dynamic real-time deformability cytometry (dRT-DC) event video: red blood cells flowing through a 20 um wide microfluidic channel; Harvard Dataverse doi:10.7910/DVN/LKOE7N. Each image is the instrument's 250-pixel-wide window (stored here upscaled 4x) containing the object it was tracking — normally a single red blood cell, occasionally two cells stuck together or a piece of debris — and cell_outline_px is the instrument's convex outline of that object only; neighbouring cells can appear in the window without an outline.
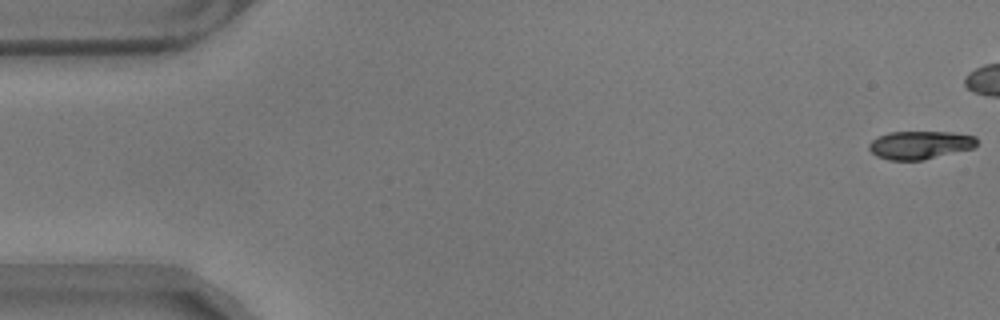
{"species": "common noctule bat (a hibernating species)", "species_latin": "Nyctalus noctula", "temperature_condition": "warm", "stored_images_in_passage": 45, "camera_frame_rate_fps": 3000, "um_per_image_px": 0.085, "animal": {"sex": "male", "body_mass_g": 17.9}, "frame": {"image": 1, "passage_image": 1, "time_ms": 0.0, "image_size_px": [1000, 320], "cell_outline_px": [[976, 144], [972, 148], [924, 160], [888, 160], [876, 156], [868, 148], [868, 144], [872, 140], [888, 132], [952, 132], [976, 136]], "centroid_in_image_um": [78.17, 12.32], "position_along_channel_um": 6.8, "area_um2": 17.63}}
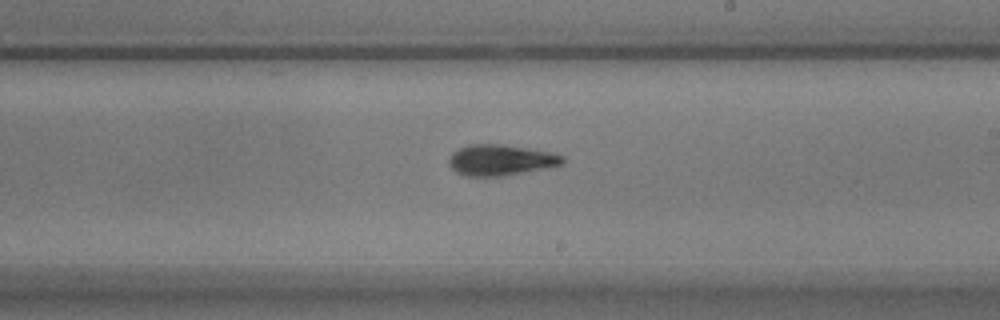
{"frame": {"image": 2, "passage_image": 33, "time_ms": 10.667, "image_size_px": [1000, 320], "cell_outline_px": [[564, 164], [504, 176], [464, 176], [456, 172], [448, 164], [448, 160], [452, 152], [468, 144], [504, 144], [552, 152], [564, 156]], "centroid_in_image_um": [42.54, 13.6], "position_along_channel_um": 246.5, "area_um2": 20.58}}
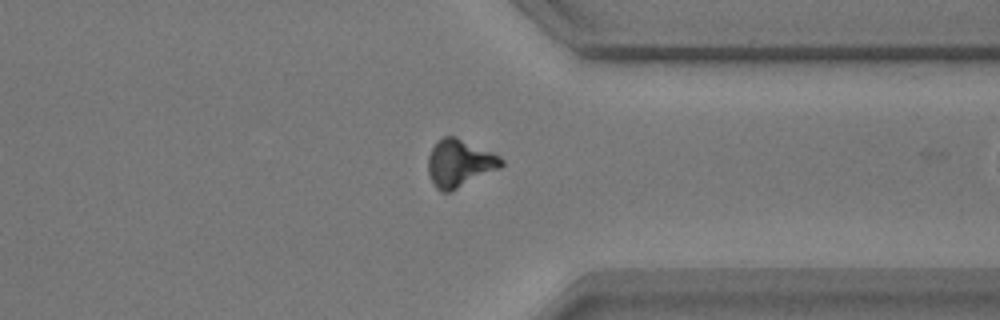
{"frame": {"image": 3, "passage_image": 44, "time_ms": 14.333, "image_size_px": [1000, 320], "cell_outline_px": [[504, 164], [500, 168], [452, 192], [440, 192], [436, 188], [428, 172], [428, 156], [436, 140], [444, 136], [456, 136], [500, 156], [504, 160]], "centroid_in_image_um": [39.06, 13.88], "position_along_channel_um": 372.3, "area_um2": 20.46}}